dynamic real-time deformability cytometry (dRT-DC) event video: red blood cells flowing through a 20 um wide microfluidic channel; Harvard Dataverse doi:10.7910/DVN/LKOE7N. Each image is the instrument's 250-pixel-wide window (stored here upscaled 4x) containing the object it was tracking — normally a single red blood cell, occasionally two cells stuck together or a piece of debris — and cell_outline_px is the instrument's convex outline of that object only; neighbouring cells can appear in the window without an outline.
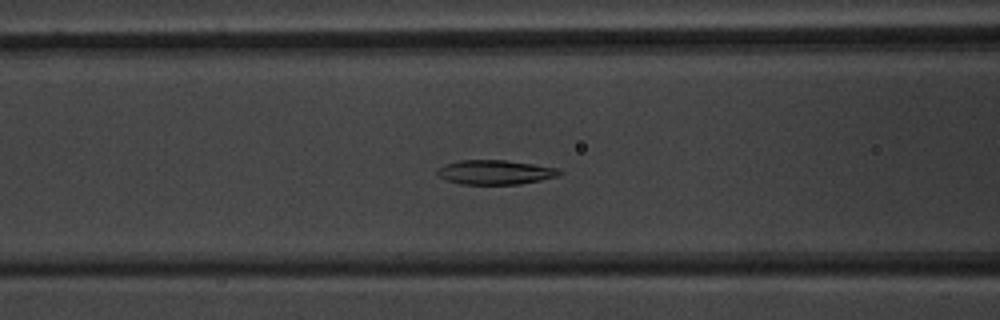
{"species": "common noctule bat (a hibernating species)", "species_latin": "Nyctalus noctula", "temperature_condition": "warm", "stored_images_in_passage": 52, "camera_frame_rate_fps": 3000, "um_per_image_px": 0.085, "animal": {"sex": "male", "body_mass_g": 20.1, "forearm_length_mm": 53.5}, "frame": {"image": 1, "passage_image": 22, "time_ms": 7.0, "image_size_px": [1000, 320], "cell_outline_px": [[564, 172], [556, 176], [540, 180], [520, 184], [460, 184], [436, 176], [436, 168], [460, 160], [504, 160], [532, 164], [556, 168]], "centroid_in_image_um": [42.05, 14.64], "position_along_channel_um": 124.6, "area_um2": 17.22}}
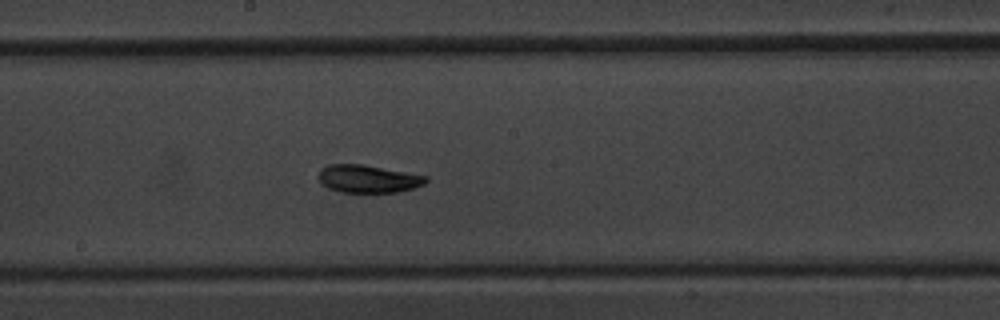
{"frame": {"image": 2, "passage_image": 29, "time_ms": 9.333, "image_size_px": [1000, 320], "cell_outline_px": [[428, 180], [424, 184], [412, 188], [396, 192], [340, 192], [328, 188], [320, 184], [316, 176], [320, 168], [328, 164], [364, 164], [428, 176]], "centroid_in_image_um": [31.22, 15.19], "position_along_channel_um": 217.0, "area_um2": 17.63}}
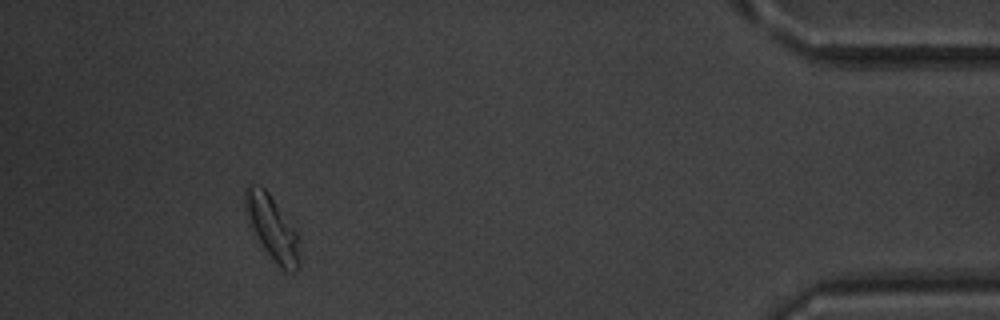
{"frame": {"image": 3, "passage_image": 48, "time_ms": 15.667, "image_size_px": [1000, 320], "cell_outline_px": [[300, 268], [292, 272], [288, 272], [280, 268], [276, 264], [264, 248], [244, 208], [244, 188], [248, 184], [260, 184], [268, 192], [300, 236]], "centroid_in_image_um": [23.19, 19.37], "position_along_channel_um": 412.0, "area_um2": 20.23}, "authors_computed_cell_mechanics": {"area_um2": 18.2648, "velocity_mm_per_s": 3.9564, "shape_relaxation_time_tau1_ms": 2.8477, "shape_relaxation_time_tau2_ms": 3.2629, "deformation_change_tau1": 0.1144, "deformation_change_tau2": 0.078}}